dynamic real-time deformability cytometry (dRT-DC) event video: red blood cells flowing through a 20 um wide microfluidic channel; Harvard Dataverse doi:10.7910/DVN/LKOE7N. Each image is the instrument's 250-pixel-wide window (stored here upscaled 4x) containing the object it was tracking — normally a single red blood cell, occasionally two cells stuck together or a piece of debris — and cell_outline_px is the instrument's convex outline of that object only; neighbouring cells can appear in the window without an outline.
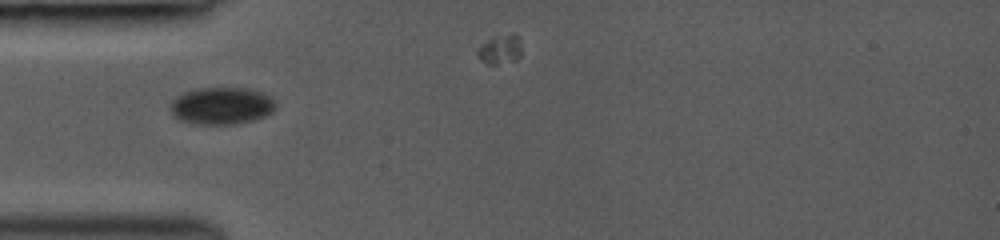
{"species": "common noctule bat (a hibernating species)", "species_latin": "Nyctalus noctula", "temperature_condition": "room temperature", "stored_images_in_passage": 6, "camera_frame_rate_fps": 3000, "um_per_image_px": 0.085, "animal": {"sex": "female", "body_mass_g": 19.0, "forearm_length_mm": 53.3}, "frame": {"image": 1, "passage_image": 1, "time_ms": 0.0, "image_size_px": [1000, 240], "cell_outline_px": [[276, 108], [272, 112], [264, 116], [252, 120], [236, 124], [196, 124], [180, 120], [172, 116], [172, 100], [176, 96], [184, 92], [196, 88], [244, 88], [260, 92], [272, 96], [276, 100]], "centroid_in_image_um": [18.85, 8.99], "position_along_channel_um": 66.1, "area_um2": 22.89}}
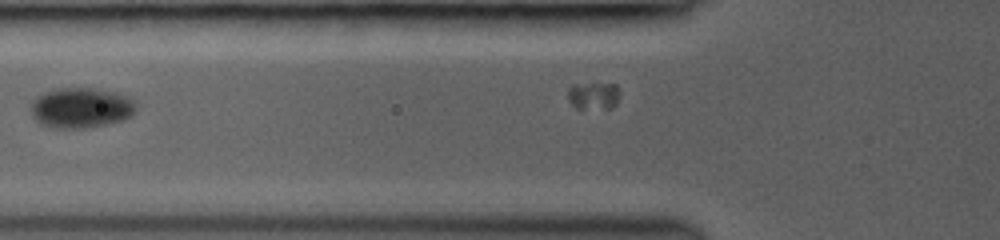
{"frame": {"image": 2, "passage_image": 3, "time_ms": 1.333, "image_size_px": [1000, 240], "cell_outline_px": [[136, 108], [124, 120], [108, 124], [84, 128], [56, 128], [40, 124], [32, 116], [32, 100], [36, 96], [44, 92], [56, 88], [96, 88], [116, 92], [128, 96], [136, 104]], "centroid_in_image_um": [6.87, 9.15], "position_along_channel_um": 118.9, "area_um2": 24.8}}